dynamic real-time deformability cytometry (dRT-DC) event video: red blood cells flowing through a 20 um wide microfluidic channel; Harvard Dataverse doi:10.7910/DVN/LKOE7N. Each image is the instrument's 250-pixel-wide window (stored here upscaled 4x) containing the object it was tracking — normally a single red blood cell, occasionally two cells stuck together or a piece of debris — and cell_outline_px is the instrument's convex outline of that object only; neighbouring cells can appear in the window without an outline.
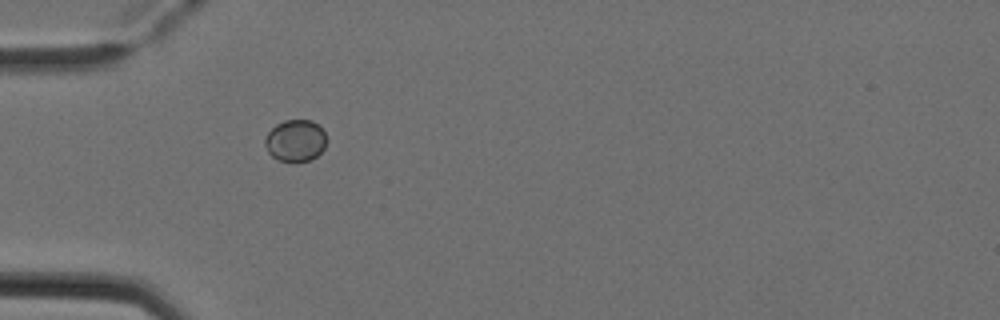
{"species": "Egyptian fruit bat (a non-hibernating species)", "species_latin": "Rousettus aegyptiacus", "temperature_condition": "cold", "stored_images_in_passage": 4, "camera_frame_rate_fps": 3000, "um_per_image_px": 0.085, "animal": {"sex": "female"}, "frame": {"image": 1, "passage_image": 1, "time_ms": 0.0, "image_size_px": [1000, 320], "cell_outline_px": [[324, 148], [312, 160], [280, 160], [272, 156], [268, 152], [264, 144], [264, 140], [268, 132], [276, 124], [284, 120], [312, 120], [324, 132]], "centroid_in_image_um": [25.07, 11.93], "position_along_channel_um": 59.9, "area_um2": 14.62}}
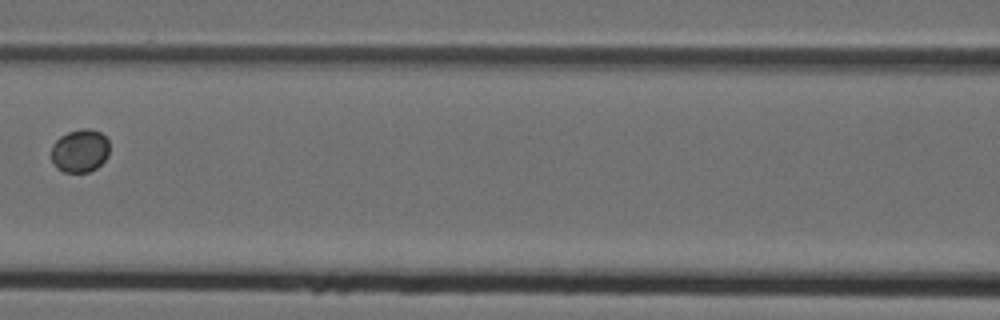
{"frame": {"image": 2, "passage_image": 3, "time_ms": 0.667, "image_size_px": [1000, 320], "cell_outline_px": [[108, 156], [96, 168], [88, 172], [64, 172], [56, 168], [52, 160], [52, 144], [60, 136], [68, 132], [80, 128], [88, 128], [100, 132], [108, 140]], "centroid_in_image_um": [6.78, 12.81], "position_along_channel_um": 159.8, "area_um2": 14.62}}
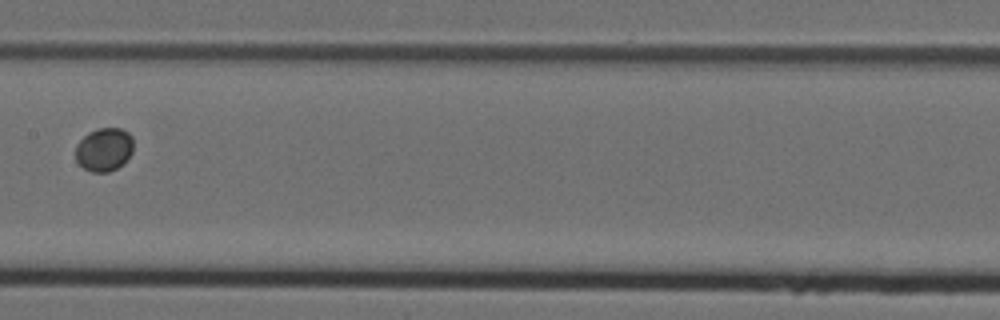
{"frame": {"image": 3, "passage_image": 4, "time_ms": 1.0, "image_size_px": [1000, 320], "cell_outline_px": [[132, 152], [124, 164], [108, 172], [92, 172], [84, 168], [76, 160], [76, 144], [88, 132], [96, 128], [120, 128], [128, 132], [132, 136]], "centroid_in_image_um": [8.85, 12.7], "position_along_channel_um": 198.6, "area_um2": 14.68}}